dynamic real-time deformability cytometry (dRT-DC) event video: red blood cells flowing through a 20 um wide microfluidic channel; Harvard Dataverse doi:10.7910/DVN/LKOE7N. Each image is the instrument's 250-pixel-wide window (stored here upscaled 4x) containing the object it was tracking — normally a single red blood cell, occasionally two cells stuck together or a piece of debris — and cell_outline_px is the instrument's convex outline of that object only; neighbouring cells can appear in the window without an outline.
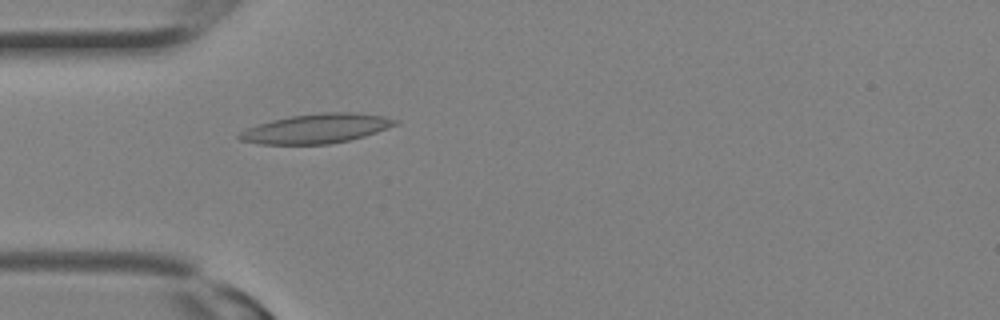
{"species": "Egyptian fruit bat (a non-hibernating species)", "species_latin": "Rousettus aegyptiacus", "temperature_condition": "room temperature", "stored_images_in_passage": 3, "camera_frame_rate_fps": 3000, "um_per_image_px": 0.085, "animal": {"sex": "female"}, "frame": {"image": 1, "passage_image": 1, "time_ms": 0.0, "image_size_px": [1000, 320], "cell_outline_px": [[400, 124], [364, 136], [348, 140], [328, 144], [260, 144], [240, 140], [236, 136], [244, 128], [272, 120], [292, 116], [320, 112], [356, 112], [384, 116], [400, 120]], "centroid_in_image_um": [26.91, 10.92], "position_along_channel_um": 58.1, "area_um2": 26.88}}
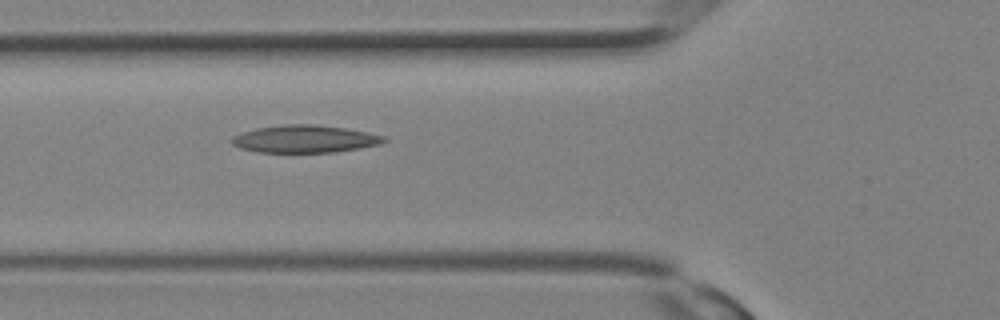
{"frame": {"image": 2, "passage_image": 3, "time_ms": 0.667, "image_size_px": [1000, 320], "cell_outline_px": [[388, 140], [380, 144], [360, 148], [336, 152], [256, 152], [240, 148], [232, 144], [228, 140], [232, 136], [240, 132], [256, 128], [284, 124], [312, 124], [344, 128], [368, 132], [384, 136]], "centroid_in_image_um": [25.86, 11.81], "position_along_channel_um": 99.9, "area_um2": 24.57}}